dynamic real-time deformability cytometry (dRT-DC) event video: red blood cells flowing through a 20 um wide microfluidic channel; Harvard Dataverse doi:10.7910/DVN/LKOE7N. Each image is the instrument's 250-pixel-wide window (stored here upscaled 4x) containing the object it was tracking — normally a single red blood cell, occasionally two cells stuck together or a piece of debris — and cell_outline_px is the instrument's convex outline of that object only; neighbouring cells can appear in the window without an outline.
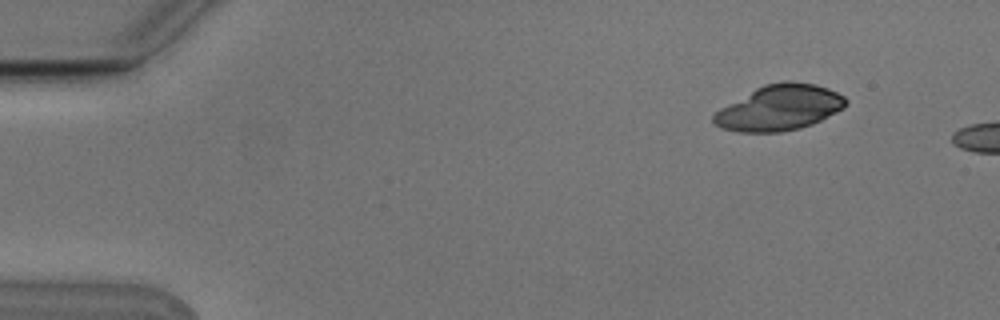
{"species": "Egyptian fruit bat (a non-hibernating species)", "species_latin": "Rousettus aegyptiacus", "temperature_condition": "cold", "stored_images_in_passage": 5, "segment_of_instrument_passage": [2, 2], "camera_frame_rate_fps": 3000, "um_per_image_px": 0.085, "animal": {"sex": "male"}, "frame": {"image": 1, "passage_image": 5, "time_ms": 1.333, "image_size_px": [1000, 320], "cell_outline_px": [[848, 104], [844, 108], [812, 124], [800, 128], [780, 132], [740, 132], [720, 128], [712, 120], [712, 116], [720, 108], [756, 88], [764, 84], [788, 80], [816, 84], [828, 88], [844, 96], [848, 100]], "centroid_in_image_um": [66.26, 9.15], "position_along_channel_um": 18.7, "area_um2": 35.03}}